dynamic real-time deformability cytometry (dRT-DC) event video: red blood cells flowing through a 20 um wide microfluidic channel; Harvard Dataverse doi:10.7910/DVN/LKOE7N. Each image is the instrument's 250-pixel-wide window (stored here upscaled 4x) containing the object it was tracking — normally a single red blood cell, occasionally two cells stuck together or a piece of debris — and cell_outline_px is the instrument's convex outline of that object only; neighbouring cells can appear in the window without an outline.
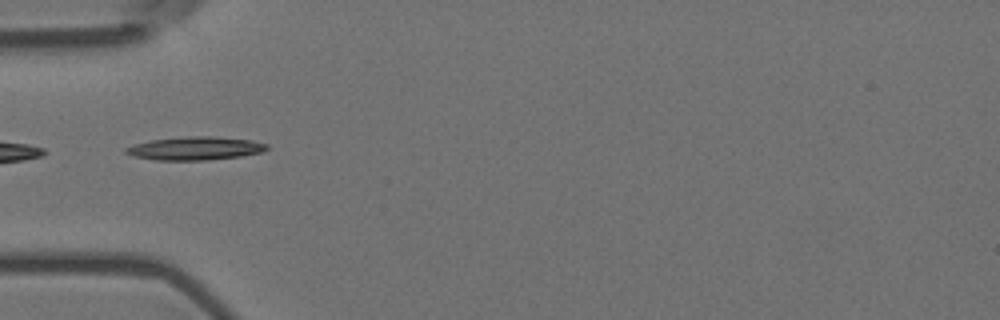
{"species": "Egyptian fruit bat (a non-hibernating species)", "species_latin": "Rousettus aegyptiacus", "temperature_condition": "room temperature", "stored_images_in_passage": 8, "camera_frame_rate_fps": 3000, "um_per_image_px": 0.085, "animal": {"sex": "female"}, "frame": {"image": 1, "passage_image": 5, "time_ms": 1.333, "image_size_px": [1000, 320], "cell_outline_px": [[268, 148], [260, 152], [240, 156], [208, 160], [156, 160], [132, 156], [124, 152], [124, 148], [136, 144], [152, 140], [188, 136], [212, 136], [252, 140], [268, 144]], "centroid_in_image_um": [16.58, 12.61], "position_along_channel_um": 68.4, "area_um2": 19.02}}
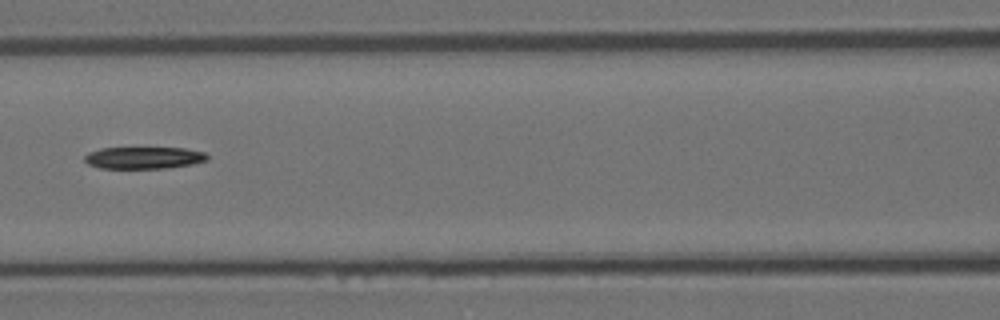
{"frame": {"image": 2, "passage_image": 7, "time_ms": 2.0, "image_size_px": [1000, 320], "cell_outline_px": [[208, 160], [192, 164], [168, 168], [100, 168], [88, 164], [84, 160], [84, 156], [88, 152], [100, 148], [184, 148], [204, 152], [208, 156]], "centroid_in_image_um": [12.21, 13.41], "position_along_channel_um": 154.4, "area_um2": 15.72}}
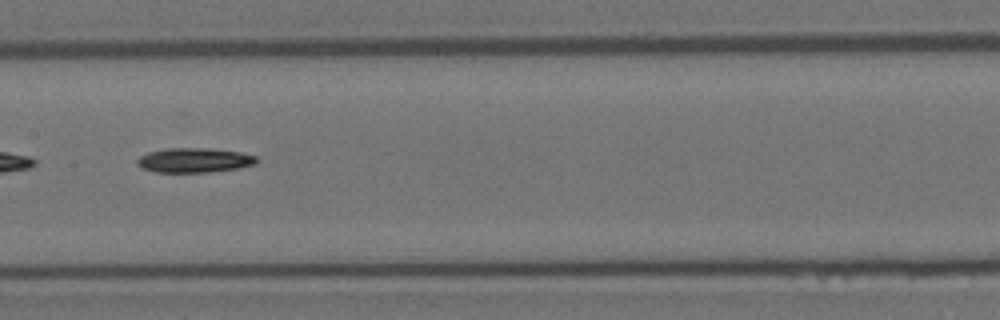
{"frame": {"image": 3, "passage_image": 8, "time_ms": 2.333, "image_size_px": [1000, 320], "cell_outline_px": [[256, 164], [240, 168], [208, 172], [156, 172], [144, 168], [136, 164], [136, 160], [140, 156], [148, 152], [168, 148], [208, 148], [240, 152], [256, 156]], "centroid_in_image_um": [16.51, 13.62], "position_along_channel_um": 190.9, "area_um2": 17.05}}